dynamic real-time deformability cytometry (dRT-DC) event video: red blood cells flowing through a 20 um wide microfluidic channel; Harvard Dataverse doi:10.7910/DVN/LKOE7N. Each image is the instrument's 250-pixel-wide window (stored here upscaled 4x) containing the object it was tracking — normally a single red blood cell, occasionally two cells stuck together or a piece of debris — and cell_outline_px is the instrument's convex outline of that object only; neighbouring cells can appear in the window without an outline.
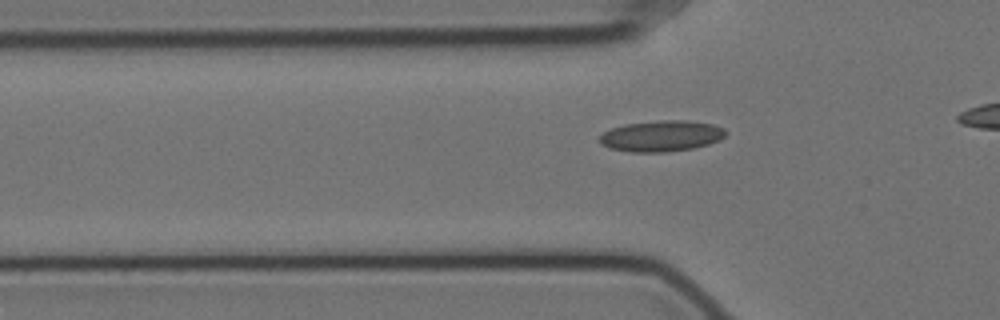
{"species": "Egyptian fruit bat (a non-hibernating species)", "species_latin": "Rousettus aegyptiacus", "temperature_condition": "cold", "stored_images_in_passage": 25, "camera_frame_rate_fps": 3000, "um_per_image_px": 0.085, "animal": {"sex": "female"}, "frame": {"image": 1, "passage_image": 11, "time_ms": 3.333, "image_size_px": [1000, 320], "cell_outline_px": [[728, 132], [724, 136], [708, 144], [692, 148], [664, 152], [628, 152], [608, 148], [600, 144], [596, 140], [604, 132], [612, 128], [624, 124], [660, 120], [688, 120], [712, 124], [724, 128]], "centroid_in_image_um": [56.16, 11.56], "position_along_channel_um": 69.6, "area_um2": 22.89}}
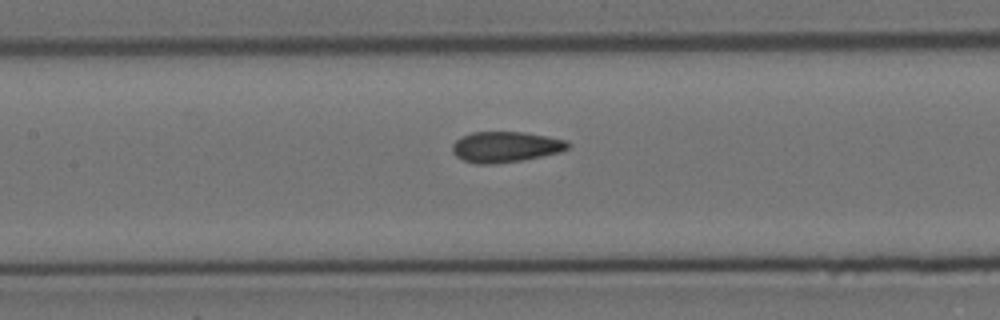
{"frame": {"image": 2, "passage_image": 19, "time_ms": 6.0, "image_size_px": [1000, 320], "cell_outline_px": [[572, 144], [568, 148], [560, 152], [520, 160], [492, 164], [476, 164], [464, 160], [456, 156], [452, 152], [452, 144], [460, 136], [472, 132], [524, 132], [548, 136], [568, 140]], "centroid_in_image_um": [42.97, 12.47], "position_along_channel_um": 164.4, "area_um2": 20.75}}
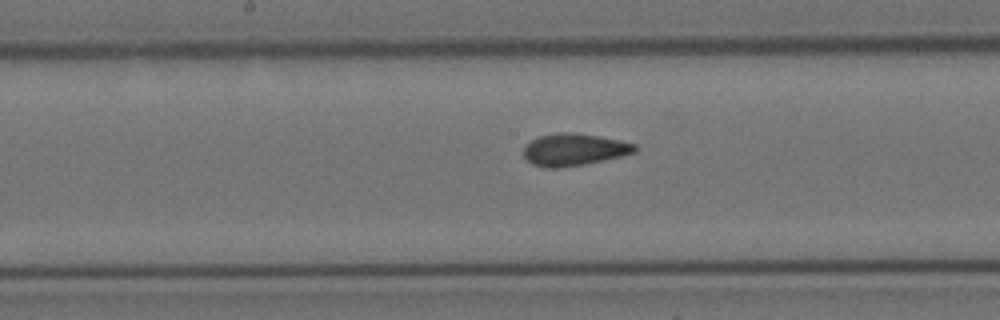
{"frame": {"image": 3, "passage_image": 22, "time_ms": 7.0, "image_size_px": [1000, 320], "cell_outline_px": [[640, 148], [636, 152], [604, 160], [584, 164], [560, 168], [544, 168], [532, 164], [524, 156], [524, 144], [540, 136], [556, 132], [568, 132], [600, 136], [620, 140], [636, 144]], "centroid_in_image_um": [48.8, 12.71], "position_along_channel_um": 199.4, "area_um2": 20.98}}